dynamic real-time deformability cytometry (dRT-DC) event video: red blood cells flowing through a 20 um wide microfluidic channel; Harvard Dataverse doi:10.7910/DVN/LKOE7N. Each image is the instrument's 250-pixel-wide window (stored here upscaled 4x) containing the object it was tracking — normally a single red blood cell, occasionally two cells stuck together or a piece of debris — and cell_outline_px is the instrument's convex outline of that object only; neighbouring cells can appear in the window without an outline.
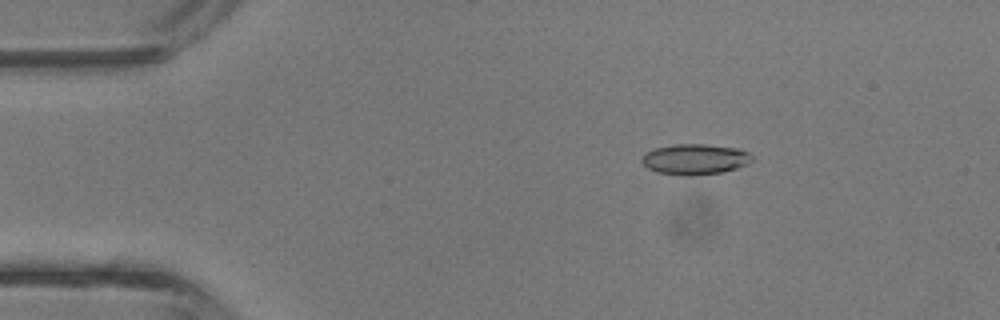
{"species": "common noctule bat (a hibernating species)", "species_latin": "Nyctalus noctula", "temperature_condition": "room temperature", "stored_images_in_passage": 42, "camera_frame_rate_fps": 3000, "um_per_image_px": 0.085, "animal": {"sex": "male", "body_mass_g": 13.3}, "frame": {"image": 1, "passage_image": 7, "time_ms": 2.0, "image_size_px": [1000, 320], "cell_outline_px": [[752, 160], [748, 164], [736, 168], [720, 172], [692, 176], [684, 176], [656, 172], [648, 168], [640, 160], [648, 152], [656, 148], [676, 144], [704, 144], [740, 148], [748, 152], [752, 156]], "centroid_in_image_um": [59.1, 13.54], "position_along_channel_um": 25.9, "area_um2": 19.59}}
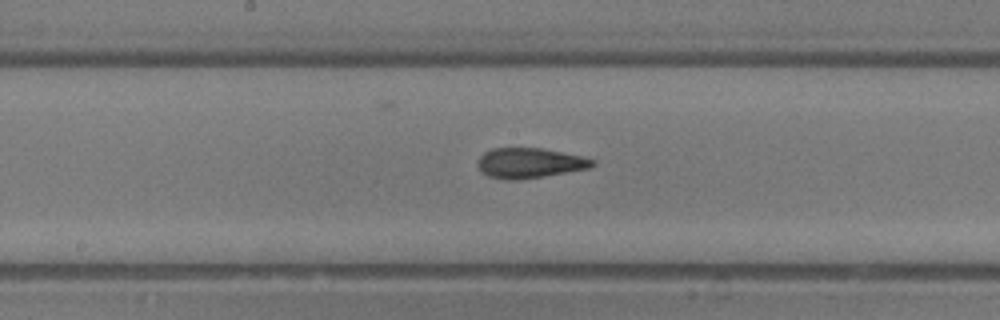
{"frame": {"image": 2, "passage_image": 22, "time_ms": 7.0, "image_size_px": [1000, 320], "cell_outline_px": [[596, 164], [588, 168], [544, 176], [520, 180], [504, 180], [488, 176], [480, 172], [476, 164], [480, 156], [484, 152], [492, 148], [540, 148], [584, 156], [596, 160]], "centroid_in_image_um": [44.99, 13.86], "position_along_channel_um": 203.2, "area_um2": 20.35}}
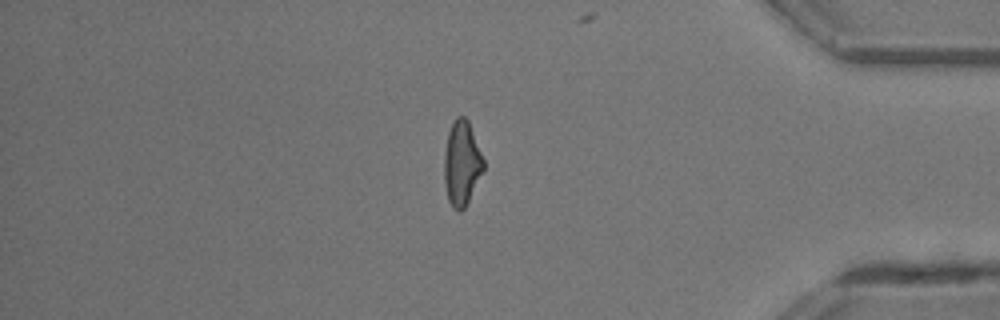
{"frame": {"image": 3, "passage_image": 36, "time_ms": 11.667, "image_size_px": [1000, 320], "cell_outline_px": [[484, 168], [464, 208], [460, 212], [456, 212], [452, 208], [448, 200], [444, 180], [444, 152], [448, 132], [452, 120], [456, 116], [464, 116], [468, 120], [484, 160]], "centroid_in_image_um": [39.22, 13.86], "position_along_channel_um": 396.0, "area_um2": 19.36}, "authors_computed_cell_mechanics": {"area_um2": 19.7098, "velocity_mm_per_s": 4.8483, "shape_relaxation_time_tau1_ms": 4.1364, "shape_relaxation_time_tau2_ms": 1.2865, "deformation_change_tau1": 0.1978, "deformation_change_tau2": 0.1016}}